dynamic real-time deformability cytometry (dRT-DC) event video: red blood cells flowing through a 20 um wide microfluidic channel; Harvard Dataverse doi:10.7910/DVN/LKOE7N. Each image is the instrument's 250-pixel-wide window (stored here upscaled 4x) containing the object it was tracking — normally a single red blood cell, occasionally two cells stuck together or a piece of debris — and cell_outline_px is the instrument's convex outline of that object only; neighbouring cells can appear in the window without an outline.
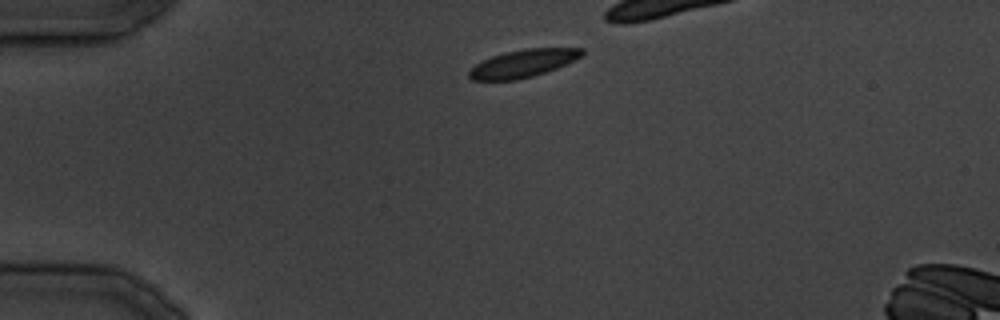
{"species": "common noctule bat (a hibernating species)", "species_latin": "Nyctalus noctula", "temperature_condition": "cold", "stored_images_in_passage": 22, "camera_frame_rate_fps": 3000, "um_per_image_px": 0.085, "animal": {"sex": "male", "body_mass_g": 19.5, "forearm_length_mm": 54.6}, "frame": {"image": 1, "passage_image": 1, "time_ms": 0.0, "image_size_px": [1000, 320], "cell_outline_px": [[584, 56], [556, 68], [532, 76], [516, 80], [472, 80], [468, 76], [468, 72], [476, 64], [492, 56], [504, 52], [528, 48], [584, 48]], "centroid_in_image_um": [44.48, 5.38], "position_along_channel_um": 40.5, "area_um2": 18.09}}
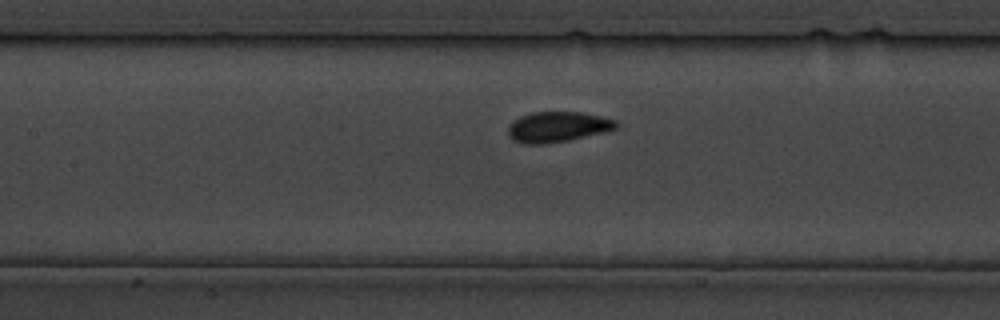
{"frame": {"image": 2, "passage_image": 9, "time_ms": 10.0, "image_size_px": [1000, 320], "cell_outline_px": [[616, 128], [604, 132], [568, 140], [548, 144], [524, 144], [512, 140], [508, 136], [508, 124], [520, 116], [532, 112], [580, 112], [600, 116], [616, 120]], "centroid_in_image_um": [47.33, 10.79], "position_along_channel_um": 160.1, "area_um2": 19.19}}
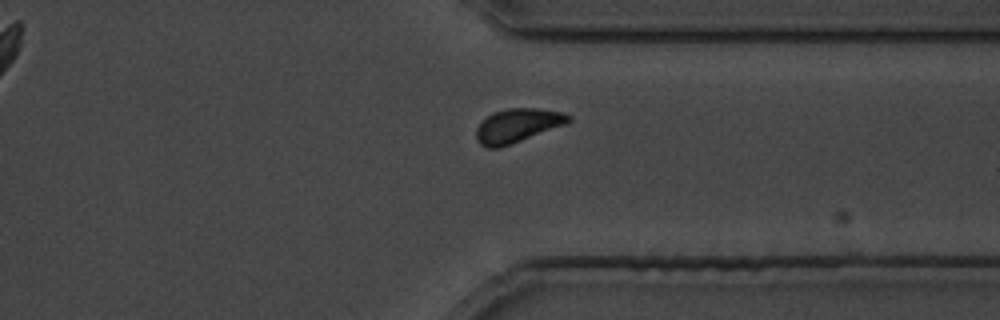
{"frame": {"image": 3, "passage_image": 20, "time_ms": 23.333, "image_size_px": [1000, 320], "cell_outline_px": [[572, 120], [564, 124], [512, 144], [500, 148], [488, 148], [480, 144], [476, 140], [476, 128], [492, 112], [508, 108], [536, 108], [564, 112], [572, 116]], "centroid_in_image_um": [43.98, 10.67], "position_along_channel_um": 367.4, "area_um2": 18.15}}